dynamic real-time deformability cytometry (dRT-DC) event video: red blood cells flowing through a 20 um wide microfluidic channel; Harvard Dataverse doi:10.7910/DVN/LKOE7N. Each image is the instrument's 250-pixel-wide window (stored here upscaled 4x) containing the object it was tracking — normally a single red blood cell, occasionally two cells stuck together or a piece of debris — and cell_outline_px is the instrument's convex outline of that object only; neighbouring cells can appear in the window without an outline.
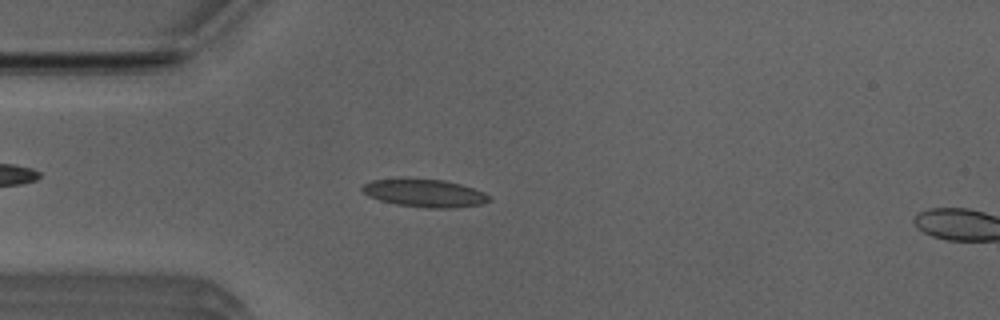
{"species": "Egyptian fruit bat (a non-hibernating species)", "species_latin": "Rousettus aegyptiacus", "temperature_condition": "room temperature", "stored_images_in_passage": 15, "camera_frame_rate_fps": 3000, "um_per_image_px": 0.085, "animal": {"sex": "male"}, "frame": {"image": 1, "passage_image": 13, "time_ms": 4.0, "image_size_px": [1000, 320], "cell_outline_px": [[492, 200], [480, 204], [452, 208], [428, 208], [396, 204], [380, 200], [368, 196], [360, 188], [364, 184], [372, 180], [408, 176], [444, 180], [460, 184], [484, 192], [492, 196]], "centroid_in_image_um": [36.07, 16.38], "position_along_channel_um": 48.9, "area_um2": 21.15}}